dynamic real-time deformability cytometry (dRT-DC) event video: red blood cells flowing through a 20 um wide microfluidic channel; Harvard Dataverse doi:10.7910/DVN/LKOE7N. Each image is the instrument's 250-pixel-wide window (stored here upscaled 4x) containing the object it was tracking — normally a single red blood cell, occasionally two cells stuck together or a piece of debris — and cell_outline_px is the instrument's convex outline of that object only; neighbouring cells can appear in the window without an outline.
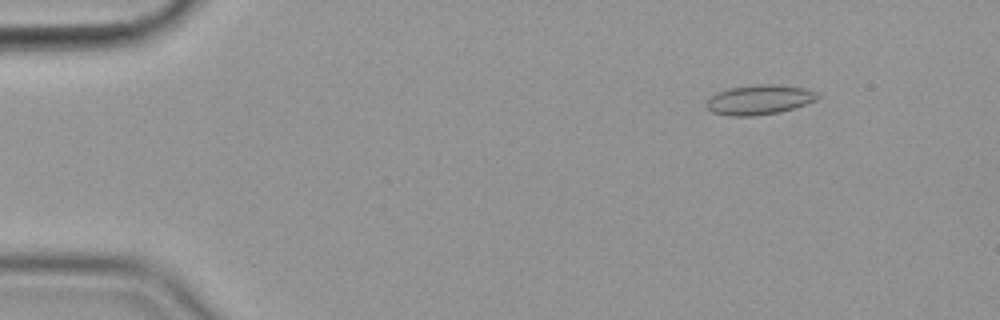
{"species": "common noctule bat (a hibernating species)", "species_latin": "Nyctalus noctula", "temperature_condition": "cold", "stored_images_in_passage": 56, "camera_frame_rate_fps": 3000, "um_per_image_px": 0.085, "animal": {"sex": "female", "body_mass_g": 19.9}, "frame": {"image": 1, "passage_image": 7, "time_ms": 2.0, "image_size_px": [1000, 320], "cell_outline_px": [[820, 96], [816, 100], [780, 112], [752, 116], [728, 116], [712, 112], [704, 104], [716, 92], [728, 88], [756, 84], [772, 84], [804, 88], [816, 92]], "centroid_in_image_um": [64.5, 8.47], "position_along_channel_um": 20.5, "area_um2": 19.19}}
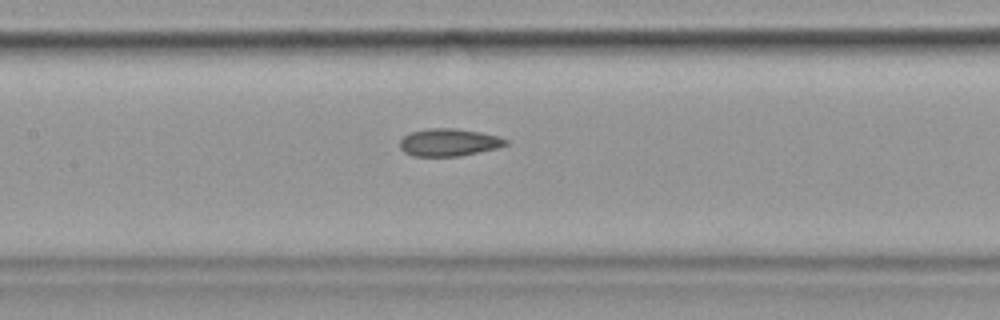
{"frame": {"image": 2, "passage_image": 27, "time_ms": 8.667, "image_size_px": [1000, 320], "cell_outline_px": [[508, 144], [496, 148], [460, 156], [412, 156], [404, 152], [400, 148], [400, 140], [408, 132], [428, 128], [452, 128], [480, 132], [496, 136], [508, 140]], "centroid_in_image_um": [38.1, 12.1], "position_along_channel_um": 169.3, "area_um2": 16.94}}
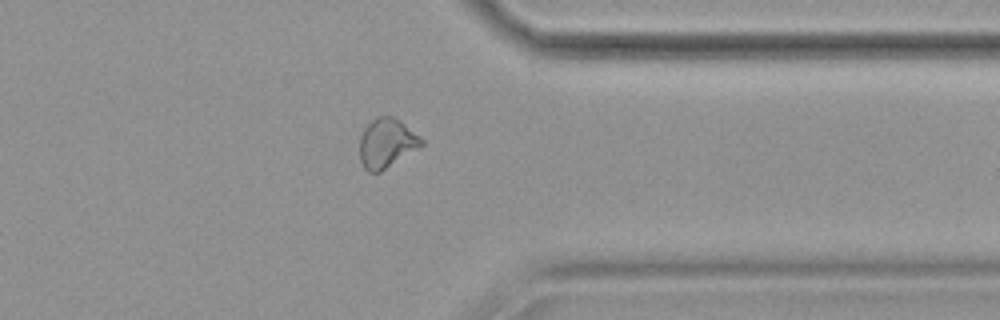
{"frame": {"image": 3, "passage_image": 45, "time_ms": 14.667, "image_size_px": [1000, 320], "cell_outline_px": [[424, 144], [380, 172], [368, 172], [364, 168], [360, 160], [360, 136], [364, 128], [372, 120], [380, 116], [392, 116], [400, 120], [424, 140]], "centroid_in_image_um": [32.85, 12.16], "position_along_channel_um": 378.6, "area_um2": 17.57}, "authors_computed_cell_mechanics": {"area_um2": 18.0336, "velocity_mm_per_s": 3.5752, "shape_relaxation_time_tau1_ms": null, "shape_relaxation_time_tau2_ms": 2.2936, "deformation_change_tau1": null, "deformation_change_tau2": 0.0964}}